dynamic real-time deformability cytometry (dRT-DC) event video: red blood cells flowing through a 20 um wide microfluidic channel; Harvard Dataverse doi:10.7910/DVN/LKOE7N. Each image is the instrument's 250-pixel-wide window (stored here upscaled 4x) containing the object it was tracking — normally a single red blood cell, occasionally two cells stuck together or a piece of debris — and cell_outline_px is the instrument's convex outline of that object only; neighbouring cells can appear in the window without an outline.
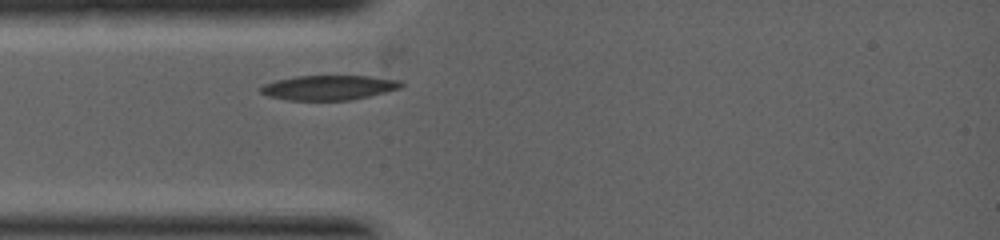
{"species": "common noctule bat (a hibernating species)", "species_latin": "Nyctalus noctula", "temperature_condition": "warm", "stored_images_in_passage": 1, "camera_frame_rate_fps": 5000, "um_per_image_px": 0.085, "animal": {"sex": "female", "body_mass_g": 19.0, "forearm_length_mm": 53.3}, "frame": {"image": 1, "passage_image": 1, "time_ms": 0.0, "image_size_px": [1000, 240], "cell_outline_px": [[404, 84], [400, 88], [352, 100], [288, 100], [268, 96], [260, 92], [256, 88], [264, 84], [276, 80], [296, 76], [368, 76], [404, 80]], "centroid_in_image_um": [27.93, 7.44], "position_along_channel_um": 57.1, "area_um2": 20.35}}